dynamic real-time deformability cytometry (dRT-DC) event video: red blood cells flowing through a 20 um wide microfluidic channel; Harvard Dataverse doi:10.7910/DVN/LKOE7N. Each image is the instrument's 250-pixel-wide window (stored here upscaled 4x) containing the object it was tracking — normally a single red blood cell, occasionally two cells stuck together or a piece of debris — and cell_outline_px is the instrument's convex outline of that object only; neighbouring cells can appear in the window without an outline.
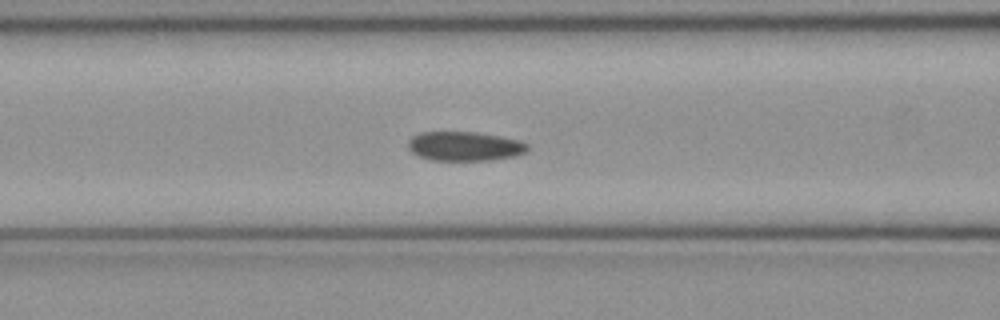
{"species": "common noctule bat (a hibernating species)", "species_latin": "Nyctalus noctula", "temperature_condition": "cold", "stored_images_in_passage": 51, "camera_frame_rate_fps": 3000, "um_per_image_px": 0.085, "animal": {"sex": "female", "body_mass_g": 21.9}, "frame": {"image": 1, "passage_image": 20, "time_ms": 6.333, "image_size_px": [1000, 320], "cell_outline_px": [[528, 152], [516, 156], [492, 160], [432, 160], [416, 156], [408, 148], [408, 140], [412, 136], [420, 132], [476, 132], [500, 136], [520, 140], [528, 144]], "centroid_in_image_um": [39.5, 12.43], "position_along_channel_um": 127.1, "area_um2": 20.63}}
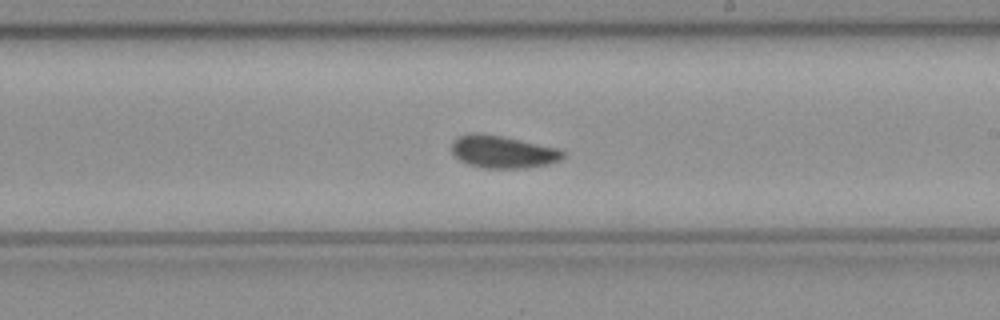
{"frame": {"image": 2, "passage_image": 29, "time_ms": 9.333, "image_size_px": [1000, 320], "cell_outline_px": [[564, 156], [560, 160], [548, 164], [524, 168], [484, 168], [468, 164], [460, 160], [452, 152], [452, 140], [456, 136], [468, 132], [480, 132], [560, 148], [564, 152]], "centroid_in_image_um": [42.7, 12.89], "position_along_channel_um": 246.3, "area_um2": 21.21}}
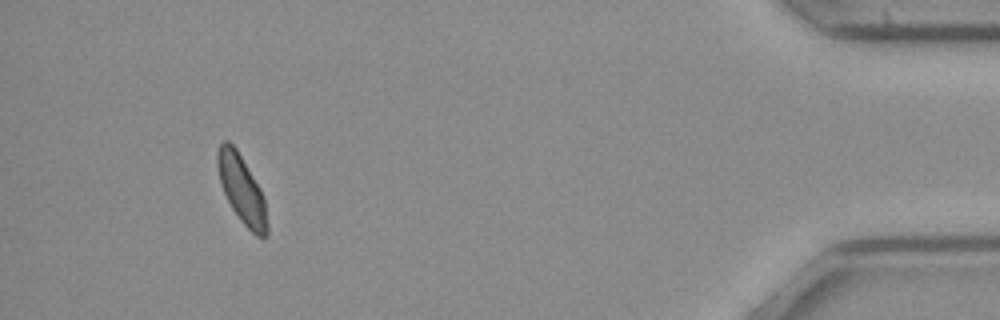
{"frame": {"image": 3, "passage_image": 47, "time_ms": 15.333, "image_size_px": [1000, 320], "cell_outline_px": [[268, 236], [256, 236], [240, 220], [232, 208], [224, 192], [216, 168], [216, 152], [220, 144], [224, 140], [228, 140], [236, 148], [260, 188], [264, 196], [268, 224]], "centroid_in_image_um": [20.54, 16.08], "position_along_channel_um": 414.7, "area_um2": 19.65}, "authors_computed_cell_mechanics": {"area_um2": 20.7502, "velocity_mm_per_s": 3.9783, "shape_relaxation_time_tau1_ms": 7.2969, "shape_relaxation_time_tau2_ms": 2.2823, "deformation_change_tau1": 0.109, "deformation_change_tau2": 0.0642}}